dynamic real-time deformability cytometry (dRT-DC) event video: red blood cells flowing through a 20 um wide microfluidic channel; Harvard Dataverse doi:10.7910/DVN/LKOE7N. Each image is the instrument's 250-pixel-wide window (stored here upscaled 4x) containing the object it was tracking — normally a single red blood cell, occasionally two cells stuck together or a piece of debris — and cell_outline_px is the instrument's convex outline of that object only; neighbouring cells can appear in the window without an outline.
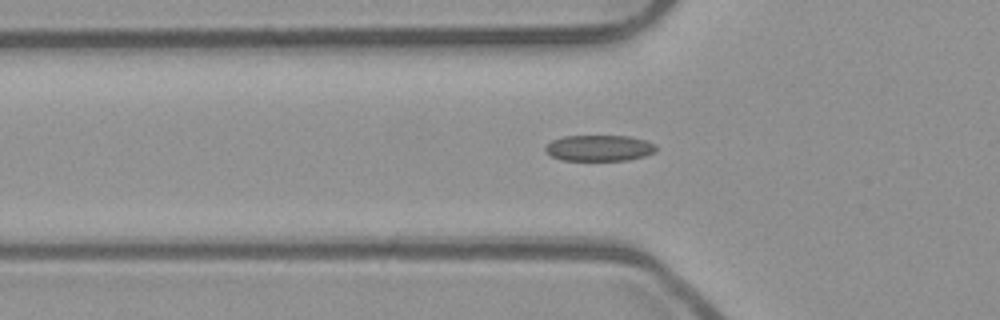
{"species": "common noctule bat (a hibernating species)", "species_latin": "Nyctalus noctula", "temperature_condition": "room temperature", "stored_images_in_passage": 37, "camera_frame_rate_fps": 3000, "um_per_image_px": 0.085, "animal": {"sex": "male", "body_mass_g": 23.1, "forearm_length_mm": 52.7}, "frame": {"image": 1, "passage_image": 7, "time_ms": 2.0, "image_size_px": [1000, 320], "cell_outline_px": [[656, 152], [644, 156], [628, 160], [560, 160], [544, 152], [544, 148], [552, 140], [564, 136], [628, 136], [644, 140], [656, 144]], "centroid_in_image_um": [50.92, 12.59], "position_along_channel_um": 74.9, "area_um2": 16.82}}
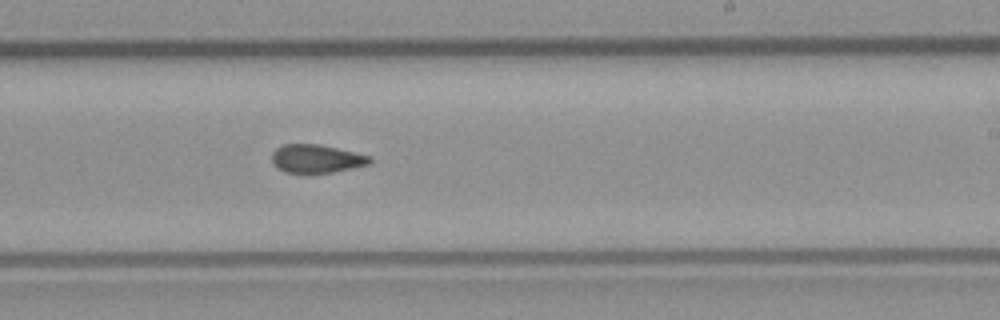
{"frame": {"image": 2, "passage_image": 21, "time_ms": 6.667, "image_size_px": [1000, 320], "cell_outline_px": [[372, 160], [368, 164], [352, 168], [332, 172], [288, 172], [272, 164], [272, 152], [276, 148], [284, 144], [320, 144], [372, 156]], "centroid_in_image_um": [26.91, 13.47], "position_along_channel_um": 262.1, "area_um2": 15.95}}
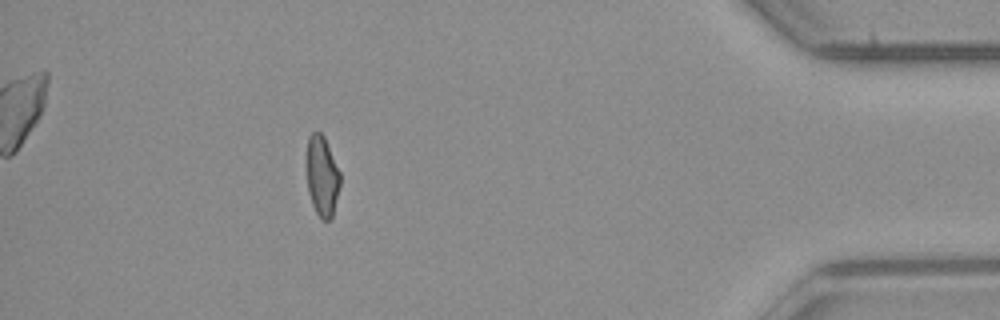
{"frame": {"image": 3, "passage_image": 36, "time_ms": 11.667, "image_size_px": [1000, 320], "cell_outline_px": [[340, 188], [332, 216], [328, 220], [324, 220], [316, 212], [312, 204], [308, 192], [304, 168], [304, 164], [308, 136], [312, 132], [320, 132], [324, 136], [340, 172]], "centroid_in_image_um": [27.33, 14.92], "position_along_channel_um": 407.9, "area_um2": 16.24}}